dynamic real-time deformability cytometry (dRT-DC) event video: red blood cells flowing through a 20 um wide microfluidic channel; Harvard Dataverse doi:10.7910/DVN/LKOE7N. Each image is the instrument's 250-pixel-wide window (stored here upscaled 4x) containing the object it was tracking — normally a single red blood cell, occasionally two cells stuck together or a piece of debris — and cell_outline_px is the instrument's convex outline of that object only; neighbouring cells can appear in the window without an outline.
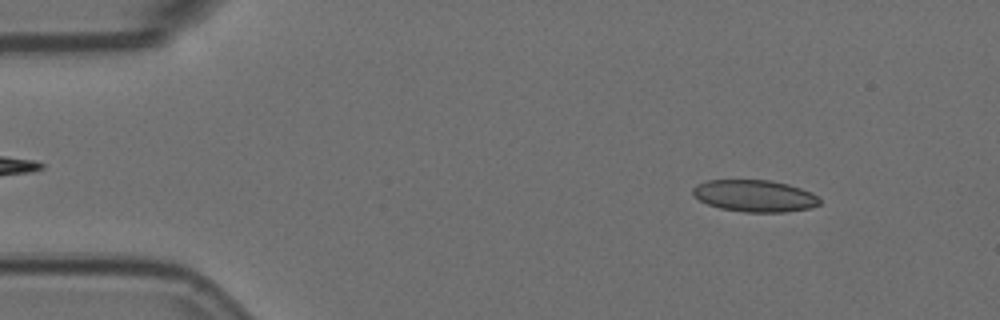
{"species": "Egyptian fruit bat (a non-hibernating species)", "species_latin": "Rousettus aegyptiacus", "temperature_condition": "room temperature", "stored_images_in_passage": 2, "camera_frame_rate_fps": 3000, "um_per_image_px": 0.085, "animal": {"sex": "female"}, "frame": {"image": 1, "passage_image": 1, "time_ms": 0.0, "image_size_px": [1000, 320], "cell_outline_px": [[820, 204], [808, 208], [784, 212], [744, 212], [720, 208], [708, 204], [700, 200], [692, 192], [692, 188], [696, 184], [708, 180], [772, 180], [788, 184], [812, 192], [820, 200]], "centroid_in_image_um": [64.14, 16.64], "position_along_channel_um": 20.9, "area_um2": 23.47}}